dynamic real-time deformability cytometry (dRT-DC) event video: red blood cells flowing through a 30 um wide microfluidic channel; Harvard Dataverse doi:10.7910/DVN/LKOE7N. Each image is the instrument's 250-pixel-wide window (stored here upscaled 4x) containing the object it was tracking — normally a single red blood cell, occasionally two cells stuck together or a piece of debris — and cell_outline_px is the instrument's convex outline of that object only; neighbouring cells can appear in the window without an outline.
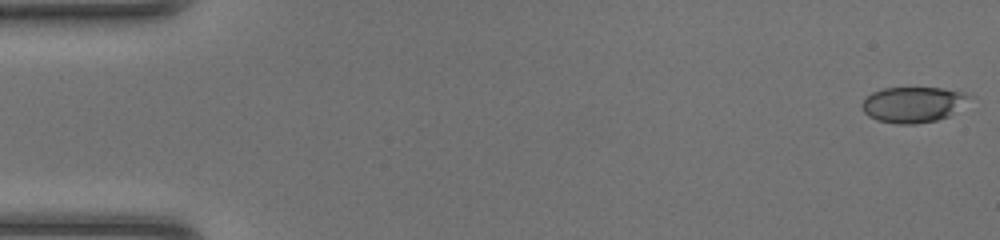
{"species": "common noctule bat (a hibernating species)", "species_latin": "Nyctalus noctula", "temperature_condition": "room temperature", "stored_images_in_passage": 48, "camera_frame_rate_fps": 3000, "um_per_image_px": 0.085, "animal": {"sex": "female", "body_mass_g": 20.0, "forearm_length_mm": 54.0}, "frame": {"image": 1, "passage_image": 1, "time_ms": 0.0, "image_size_px": [1000, 240], "cell_outline_px": [[976, 96], [948, 116], [936, 120], [916, 124], [896, 124], [876, 120], [868, 116], [864, 112], [860, 104], [864, 96], [872, 92], [884, 88], [940, 88], [964, 92]], "centroid_in_image_um": [77.6, 8.88], "position_along_channel_um": 7.4, "area_um2": 22.6}}
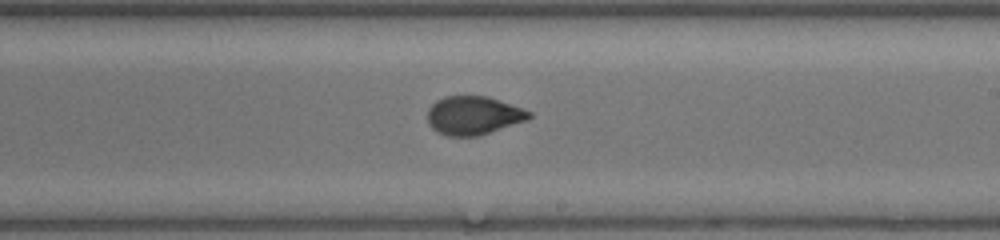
{"frame": {"image": 2, "passage_image": 28, "time_ms": 9.0, "image_size_px": [1000, 240], "cell_outline_px": [[532, 116], [528, 120], [480, 136], [448, 136], [436, 132], [428, 124], [428, 108], [436, 100], [444, 96], [488, 96], [532, 112]], "centroid_in_image_um": [40.23, 9.82], "position_along_channel_um": 248.8, "area_um2": 23.0}}
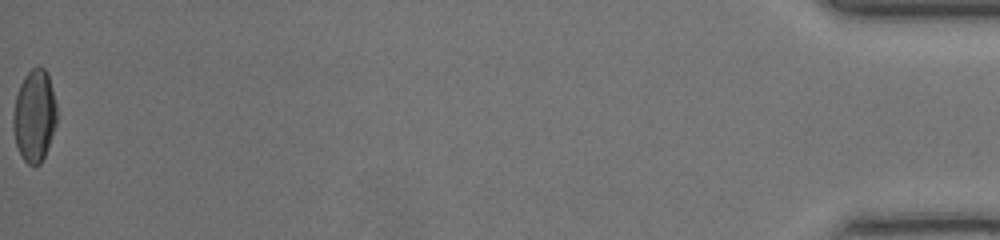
{"frame": {"image": 3, "passage_image": 48, "time_ms": 15.667, "image_size_px": [1000, 240], "cell_outline_px": [[56, 124], [44, 156], [40, 164], [28, 164], [24, 160], [16, 144], [12, 128], [12, 116], [16, 96], [20, 84], [24, 76], [32, 68], [40, 64], [48, 72], [56, 104]], "centroid_in_image_um": [2.91, 9.79], "position_along_channel_um": 432.3, "area_um2": 23.41}, "authors_computed_cell_mechanics": {"area_um2": 23.2067, "velocity_mm_per_s": 4.3361, "shape_relaxation_time_tau1_ms": 5.019, "shape_relaxation_time_tau2_ms": 0.6564, "deformation_change_tau1": 0.1903, "deformation_change_tau2": 0.0558}}